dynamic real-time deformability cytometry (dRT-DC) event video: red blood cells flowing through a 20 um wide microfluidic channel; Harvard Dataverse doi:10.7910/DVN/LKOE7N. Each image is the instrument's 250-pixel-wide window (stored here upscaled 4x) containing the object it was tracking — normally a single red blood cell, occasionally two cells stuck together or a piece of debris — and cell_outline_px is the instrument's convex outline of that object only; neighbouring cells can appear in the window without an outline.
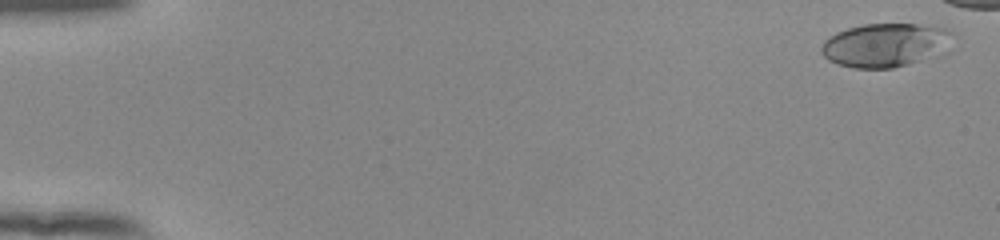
{"species": "human", "species_latin": "Homo sapiens", "temperature_condition": "room temperature", "stored_images_in_passage": 45, "camera_frame_rate_fps": 3000, "um_per_image_px": 0.085, "donor": {"sex": "female"}, "frame": {"image": 1, "passage_image": 2, "time_ms": 0.333, "image_size_px": [1000, 240], "cell_outline_px": [[952, 32], [940, 52], [936, 56], [908, 64], [892, 68], [852, 68], [836, 64], [828, 60], [820, 52], [820, 48], [824, 40], [828, 36], [836, 32], [848, 28], [864, 24], [932, 24], [948, 28]], "centroid_in_image_um": [75.18, 3.82], "position_along_channel_um": 9.8, "area_um2": 33.47}}
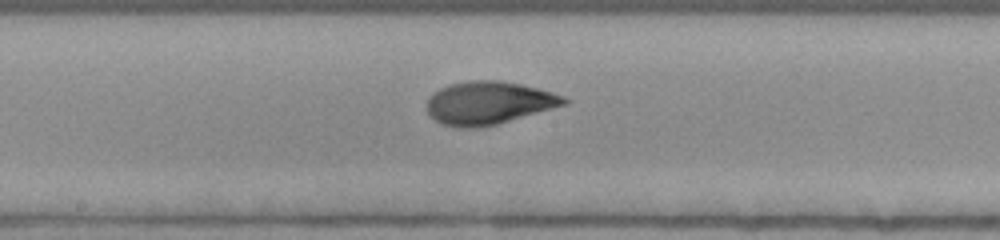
{"frame": {"image": 2, "passage_image": 30, "time_ms": 9.667, "image_size_px": [1000, 240], "cell_outline_px": [[568, 104], [496, 124], [476, 128], [456, 128], [444, 124], [436, 120], [428, 112], [428, 96], [432, 92], [448, 84], [468, 80], [500, 80], [540, 88], [564, 96], [568, 100]], "centroid_in_image_um": [41.54, 8.73], "position_along_channel_um": 206.7, "area_um2": 34.39}}
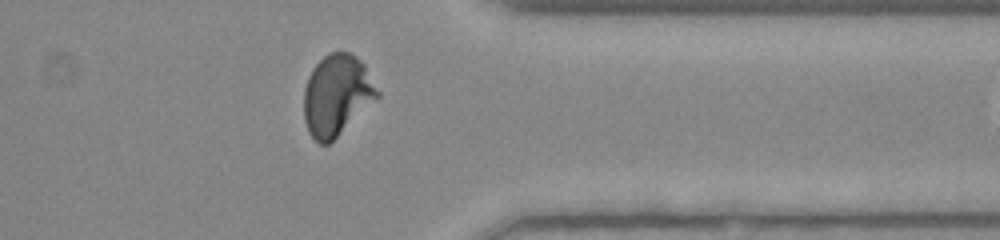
{"frame": {"image": 3, "passage_image": 44, "time_ms": 14.333, "image_size_px": [1000, 240], "cell_outline_px": [[380, 96], [328, 144], [320, 144], [308, 132], [304, 120], [304, 88], [308, 76], [312, 68], [328, 52], [352, 52], [364, 64], [380, 92]], "centroid_in_image_um": [28.62, 8.06], "position_along_channel_um": 382.8, "area_um2": 34.56}}